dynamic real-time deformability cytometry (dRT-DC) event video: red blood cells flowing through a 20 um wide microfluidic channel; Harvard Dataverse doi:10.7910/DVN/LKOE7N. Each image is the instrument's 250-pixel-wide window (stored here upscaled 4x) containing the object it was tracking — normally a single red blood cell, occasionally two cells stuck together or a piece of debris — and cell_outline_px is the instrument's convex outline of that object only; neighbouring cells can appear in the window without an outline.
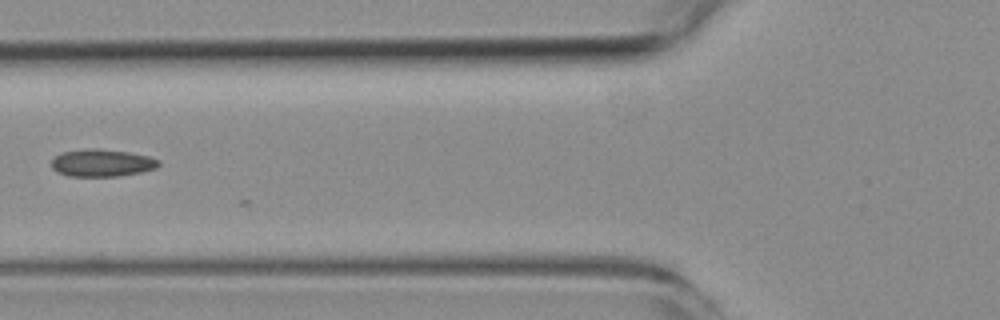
{"species": "common noctule bat (a hibernating species)", "species_latin": "Nyctalus noctula", "temperature_condition": "room temperature", "stored_images_in_passage": 5, "camera_frame_rate_fps": 3000, "um_per_image_px": 0.085, "animal": {"sex": "female", "body_mass_g": 19.3, "forearm_length_mm": 54.1}, "frame": {"image": 1, "passage_image": 4, "time_ms": 3.667, "image_size_px": [1000, 320], "cell_outline_px": [[160, 164], [156, 168], [140, 172], [120, 176], [68, 176], [56, 172], [52, 168], [52, 160], [60, 152], [92, 148], [96, 148], [128, 152], [148, 156], [160, 160]], "centroid_in_image_um": [8.65, 13.85], "position_along_channel_um": 117.1, "area_um2": 17.11}}